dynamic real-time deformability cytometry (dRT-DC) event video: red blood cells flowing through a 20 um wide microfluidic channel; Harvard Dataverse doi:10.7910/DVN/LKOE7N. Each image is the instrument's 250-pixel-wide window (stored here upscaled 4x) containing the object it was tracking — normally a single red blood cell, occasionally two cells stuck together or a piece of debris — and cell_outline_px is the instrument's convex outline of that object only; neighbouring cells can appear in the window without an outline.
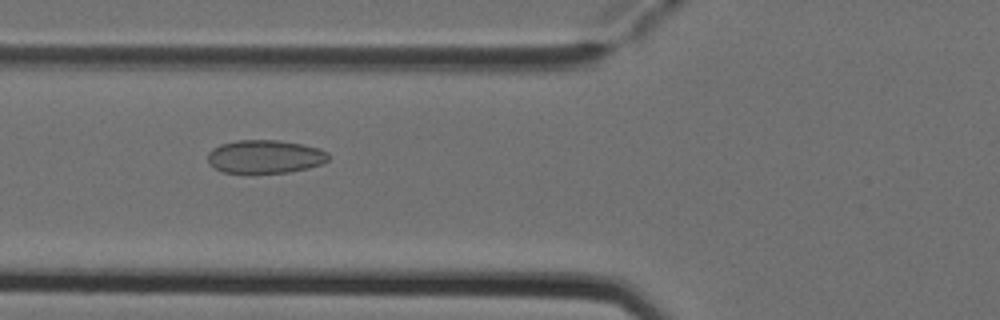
{"species": "Egyptian fruit bat (a non-hibernating species)", "species_latin": "Rousettus aegyptiacus", "temperature_condition": "cold", "stored_images_in_passage": 6, "camera_frame_rate_fps": 3000, "um_per_image_px": 0.085, "animal": {"sex": "female"}, "frame": {"image": 1, "passage_image": 5, "time_ms": 1.333, "image_size_px": [1000, 320], "cell_outline_px": [[328, 160], [320, 164], [308, 168], [288, 172], [224, 172], [208, 164], [208, 152], [212, 148], [220, 144], [236, 140], [280, 140], [304, 144], [320, 148], [328, 152]], "centroid_in_image_um": [22.53, 13.29], "position_along_channel_um": 103.3, "area_um2": 23.41}}
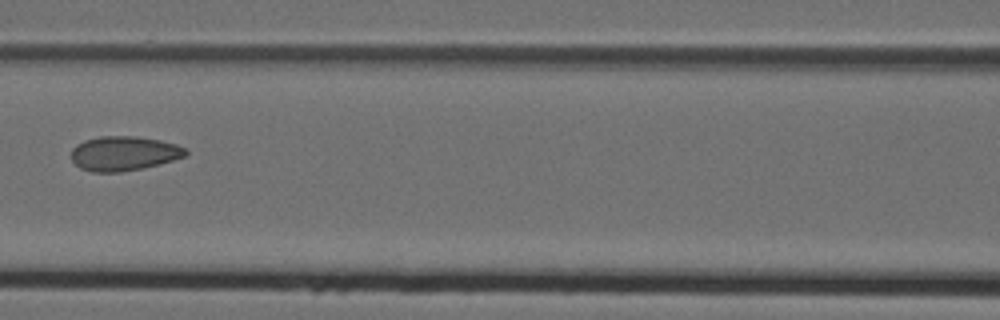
{"frame": {"image": 2, "passage_image": 6, "time_ms": 1.667, "image_size_px": [1000, 320], "cell_outline_px": [[188, 152], [184, 156], [172, 160], [144, 168], [120, 172], [92, 172], [80, 168], [72, 160], [72, 148], [76, 144], [84, 140], [100, 136], [136, 136], [160, 140], [176, 144], [184, 148]], "centroid_in_image_um": [10.5, 13.04], "position_along_channel_um": 156.1, "area_um2": 22.95}}